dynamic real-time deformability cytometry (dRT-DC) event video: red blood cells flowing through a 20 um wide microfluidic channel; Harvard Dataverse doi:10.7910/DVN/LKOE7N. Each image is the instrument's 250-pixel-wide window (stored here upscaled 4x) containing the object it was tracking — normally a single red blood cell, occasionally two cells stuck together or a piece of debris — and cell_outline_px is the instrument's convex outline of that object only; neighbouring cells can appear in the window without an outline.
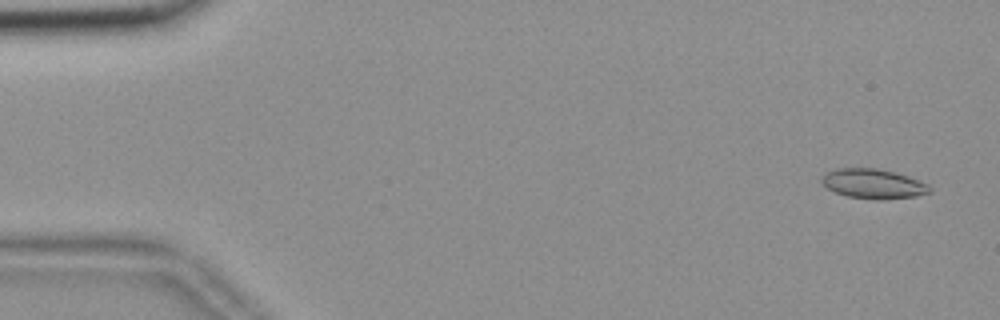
{"species": "common noctule bat (a hibernating species)", "species_latin": "Nyctalus noctula", "temperature_condition": "room temperature", "stored_images_in_passage": 56, "camera_frame_rate_fps": 3000, "um_per_image_px": 0.085, "animal": {"sex": "female", "body_mass_g": 18.4}, "frame": {"image": 1, "passage_image": 3, "time_ms": 0.667, "image_size_px": [1000, 320], "cell_outline_px": [[932, 192], [916, 196], [884, 200], [876, 200], [848, 196], [836, 192], [828, 188], [820, 180], [828, 172], [836, 168], [876, 168], [896, 172], [908, 176], [928, 184], [932, 188]], "centroid_in_image_um": [74.28, 15.62], "position_along_channel_um": 10.7, "area_um2": 18.67}}
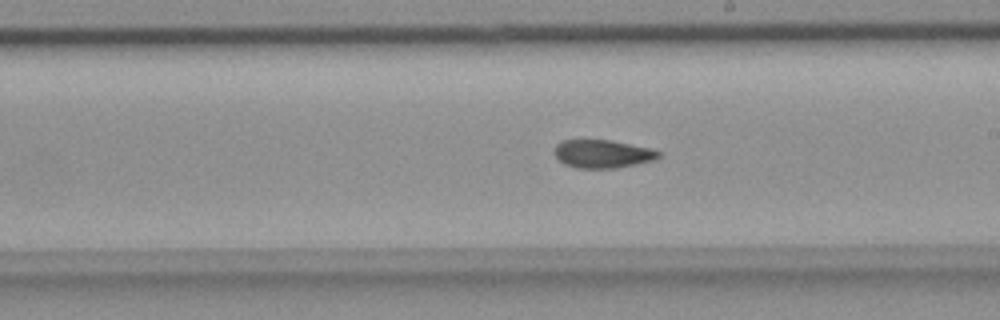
{"frame": {"image": 2, "passage_image": 32, "time_ms": 10.333, "image_size_px": [1000, 320], "cell_outline_px": [[660, 156], [652, 160], [636, 164], [616, 168], [576, 168], [564, 164], [552, 152], [556, 144], [564, 140], [608, 140], [652, 148], [660, 152]], "centroid_in_image_um": [51.19, 13.08], "position_along_channel_um": 237.8, "area_um2": 17.05}}
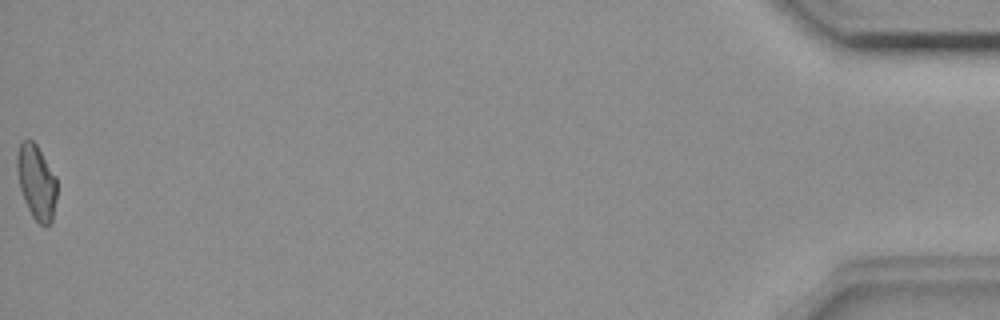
{"frame": {"image": 3, "passage_image": 56, "time_ms": 18.333, "image_size_px": [1000, 320], "cell_outline_px": [[56, 200], [52, 220], [44, 228], [32, 216], [24, 200], [20, 188], [16, 168], [16, 156], [20, 144], [24, 140], [32, 140], [36, 144], [56, 176]], "centroid_in_image_um": [3.09, 15.48], "position_along_channel_um": 432.1, "area_um2": 17.28}, "authors_computed_cell_mechanics": {"area_um2": 17.8891, "velocity_mm_per_s": 3.686, "shape_relaxation_time_tau1_ms": null, "shape_relaxation_time_tau2_ms": 4.4141, "deformation_change_tau1": null, "deformation_change_tau2": 0.0837}}